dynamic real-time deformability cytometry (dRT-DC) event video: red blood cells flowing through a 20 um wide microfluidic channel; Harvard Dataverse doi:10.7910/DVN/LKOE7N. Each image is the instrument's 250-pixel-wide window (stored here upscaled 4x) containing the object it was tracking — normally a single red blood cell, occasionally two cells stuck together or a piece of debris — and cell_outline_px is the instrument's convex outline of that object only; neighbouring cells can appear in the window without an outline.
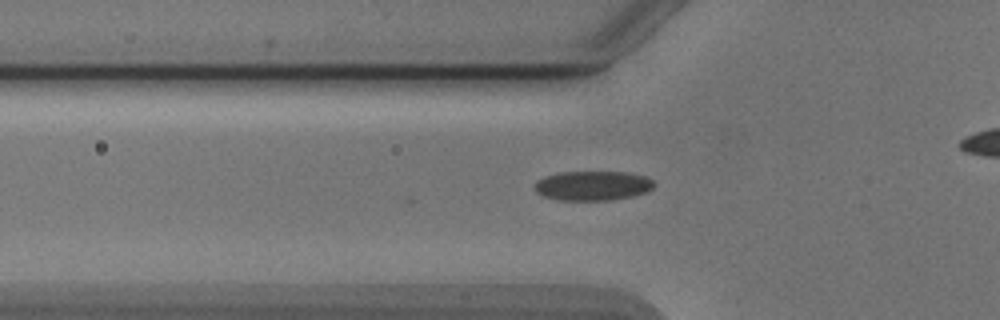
{"species": "Egyptian fruit bat (a non-hibernating species)", "species_latin": "Rousettus aegyptiacus", "temperature_condition": "cold", "stored_images_in_passage": 36, "camera_frame_rate_fps": 3000, "um_per_image_px": 0.085, "animal": {"sex": "male"}, "frame": {"image": 1, "passage_image": 8, "time_ms": 2.333, "image_size_px": [1000, 320], "cell_outline_px": [[656, 184], [648, 192], [632, 196], [612, 200], [560, 200], [544, 196], [536, 192], [536, 180], [544, 176], [560, 172], [628, 172], [644, 176], [652, 180]], "centroid_in_image_um": [50.4, 15.78], "position_along_channel_um": 75.4, "area_um2": 20.58}}
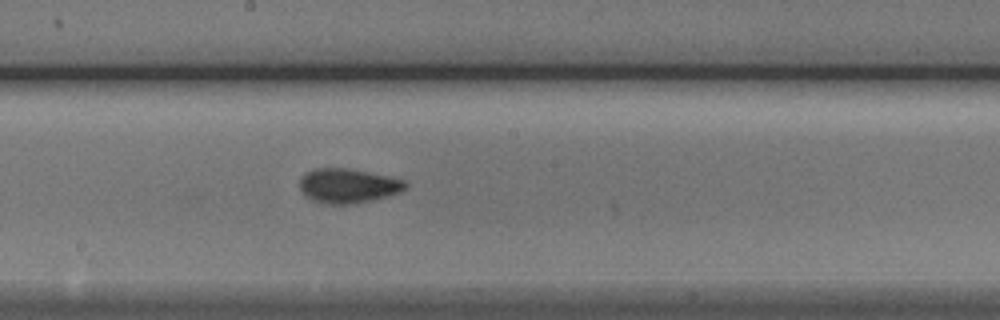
{"frame": {"image": 2, "passage_image": 19, "time_ms": 6.0, "image_size_px": [1000, 320], "cell_outline_px": [[408, 188], [400, 192], [388, 196], [356, 204], [328, 204], [312, 200], [300, 188], [300, 180], [308, 172], [316, 168], [348, 168], [388, 176], [404, 180], [408, 184]], "centroid_in_image_um": [29.64, 15.8], "position_along_channel_um": 218.6, "area_um2": 21.1}}
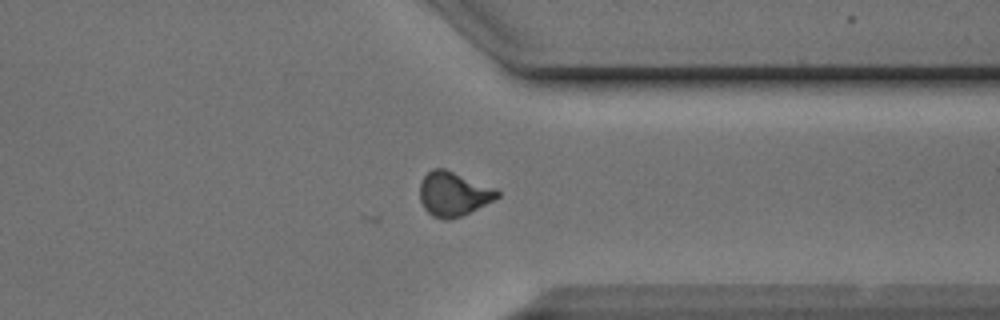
{"frame": {"image": 3, "passage_image": 31, "time_ms": 10.0, "image_size_px": [1000, 320], "cell_outline_px": [[500, 196], [460, 216], [448, 220], [444, 220], [432, 216], [424, 208], [420, 200], [420, 184], [424, 176], [432, 168], [444, 168], [496, 188], [500, 192]], "centroid_in_image_um": [38.52, 16.47], "position_along_channel_um": 372.9, "area_um2": 19.77}}